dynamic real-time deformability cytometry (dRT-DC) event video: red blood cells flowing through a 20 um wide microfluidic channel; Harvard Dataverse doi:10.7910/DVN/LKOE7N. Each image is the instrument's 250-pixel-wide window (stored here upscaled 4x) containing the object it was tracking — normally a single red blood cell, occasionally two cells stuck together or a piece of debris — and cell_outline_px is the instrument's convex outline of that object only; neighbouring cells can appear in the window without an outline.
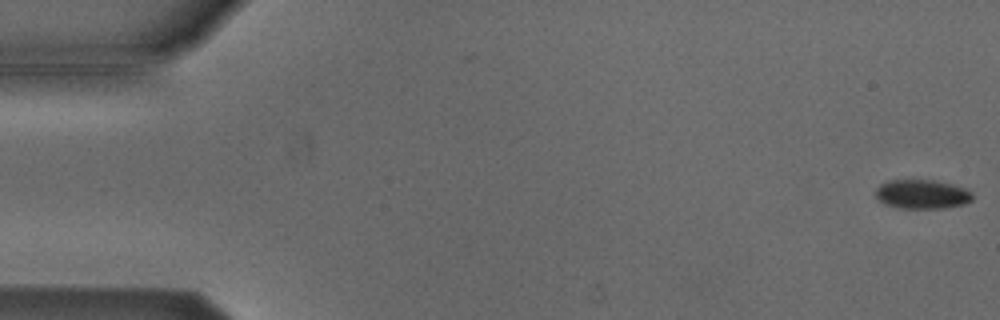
{"species": "Egyptian fruit bat (a non-hibernating species)", "species_latin": "Rousettus aegyptiacus", "temperature_condition": "cold", "stored_images_in_passage": 54, "camera_frame_rate_fps": 3000, "um_per_image_px": 0.085, "animal": {"sex": "male"}, "frame": {"image": 1, "passage_image": 1, "time_ms": 0.0, "image_size_px": [1000, 320], "cell_outline_px": [[972, 200], [964, 204], [944, 208], [900, 208], [884, 204], [876, 196], [876, 188], [880, 184], [888, 180], [932, 180], [952, 184], [964, 188], [972, 192]], "centroid_in_image_um": [78.37, 16.51], "position_along_channel_um": 6.6, "area_um2": 16.42}}
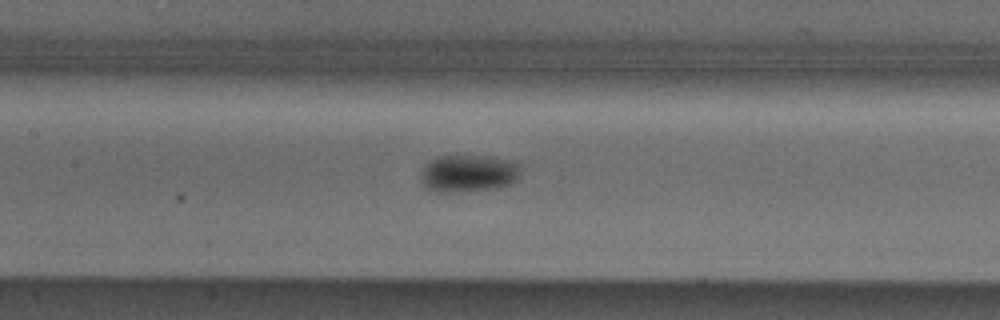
{"frame": {"image": 2, "passage_image": 25, "time_ms": 8.0, "image_size_px": [1000, 320], "cell_outline_px": [[520, 176], [512, 184], [496, 188], [456, 192], [436, 192], [428, 188], [420, 180], [420, 172], [432, 160], [440, 156], [488, 156], [508, 160], [520, 164]], "centroid_in_image_um": [39.85, 14.75], "position_along_channel_um": 167.6, "area_um2": 21.68}}
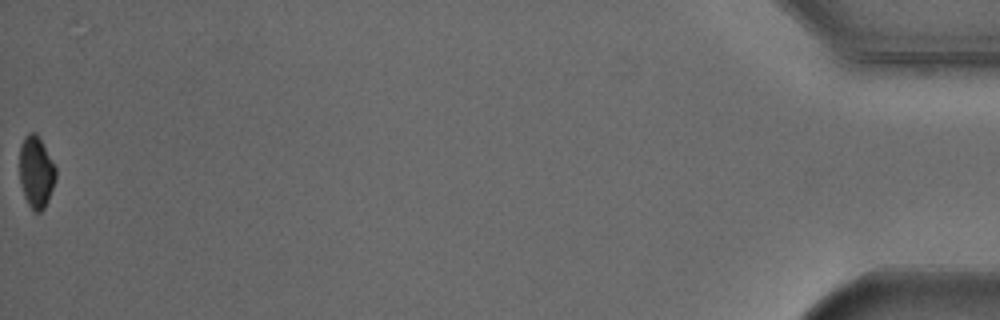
{"frame": {"image": 3, "passage_image": 54, "time_ms": 17.667, "image_size_px": [1000, 320], "cell_outline_px": [[56, 176], [48, 200], [44, 208], [40, 212], [36, 212], [28, 204], [24, 196], [20, 180], [20, 144], [24, 136], [28, 132], [36, 132], [56, 168]], "centroid_in_image_um": [3.06, 14.6], "position_along_channel_um": 432.1, "area_um2": 14.97}, "authors_computed_cell_mechanics": {"area_um2": 18.2937, "velocity_mm_per_s": 3.8335, "shape_relaxation_time_tau1_ms": 1.3663, "shape_relaxation_time_tau2_ms": null, "deformation_change_tau1": 0.0442, "deformation_change_tau2": null}}